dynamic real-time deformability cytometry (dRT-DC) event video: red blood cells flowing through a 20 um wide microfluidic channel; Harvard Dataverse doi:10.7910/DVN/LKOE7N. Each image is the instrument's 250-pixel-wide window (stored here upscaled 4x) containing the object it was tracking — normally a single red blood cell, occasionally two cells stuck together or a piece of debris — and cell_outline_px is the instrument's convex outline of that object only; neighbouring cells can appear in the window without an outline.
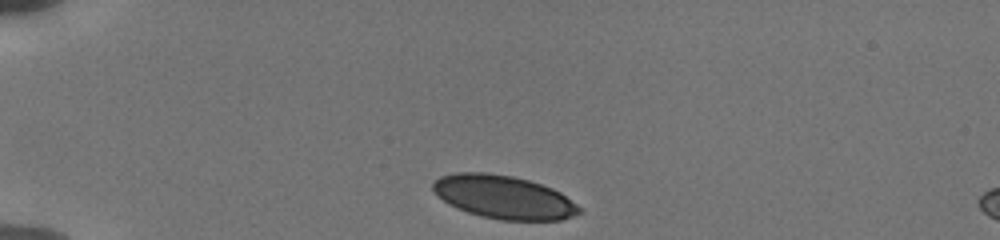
{"species": "human", "species_latin": "Homo sapiens", "temperature_condition": "cold", "stored_images_in_passage": 37, "camera_frame_rate_fps": 3000, "um_per_image_px": 0.085, "donor": {"sex": "male"}, "frame": {"image": 1, "passage_image": 1, "time_ms": 0.0, "image_size_px": [1000, 240], "cell_outline_px": [[584, 212], [560, 220], [500, 220], [480, 216], [456, 208], [448, 204], [432, 188], [432, 184], [440, 176], [456, 172], [484, 172], [512, 176], [528, 180], [552, 188], [560, 192], [576, 204]], "centroid_in_image_um": [42.82, 16.75], "position_along_channel_um": 42.2, "area_um2": 36.76}}
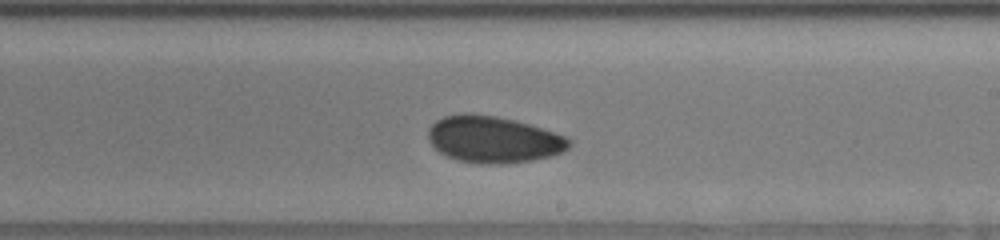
{"frame": {"image": 2, "passage_image": 21, "time_ms": 6.667, "image_size_px": [1000, 240], "cell_outline_px": [[572, 144], [564, 152], [552, 156], [532, 160], [508, 164], [476, 164], [456, 160], [440, 152], [428, 140], [428, 128], [436, 120], [444, 116], [464, 112], [496, 116], [516, 120], [568, 136], [572, 140]], "centroid_in_image_um": [41.97, 11.86], "position_along_channel_um": 247.0, "area_um2": 38.9}}
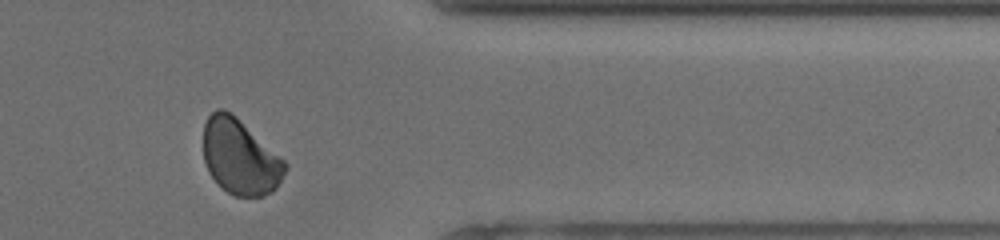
{"frame": {"image": 3, "passage_image": 33, "time_ms": 10.667, "image_size_px": [1000, 240], "cell_outline_px": [[288, 168], [276, 188], [272, 192], [260, 196], [236, 196], [228, 192], [208, 172], [204, 160], [204, 124], [208, 116], [216, 108], [224, 108], [232, 112], [284, 160], [288, 164]], "centroid_in_image_um": [20.41, 13.31], "position_along_channel_um": 391.0, "area_um2": 35.72}, "authors_computed_cell_mechanics": {"area_um2": 38.4948, "velocity_mm_per_s": 3.816, "shape_relaxation_time_tau1_ms": 7.8114, "shape_relaxation_time_tau2_ms": 2.6476, "deformation_change_tau1": 0.0972, "deformation_change_tau2": 0.0618}}